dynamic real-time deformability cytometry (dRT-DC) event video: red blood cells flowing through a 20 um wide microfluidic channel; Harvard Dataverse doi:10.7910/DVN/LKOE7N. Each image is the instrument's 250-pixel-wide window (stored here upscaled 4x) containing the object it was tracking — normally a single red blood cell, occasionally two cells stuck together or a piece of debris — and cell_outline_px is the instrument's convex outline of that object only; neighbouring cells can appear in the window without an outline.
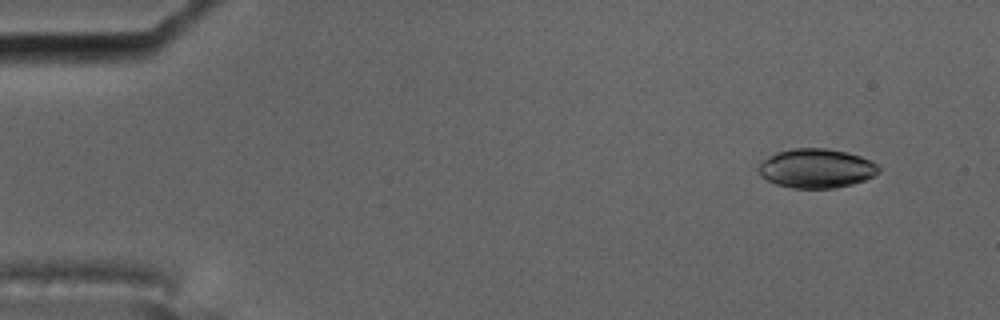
{"species": "common noctule bat (a hibernating species)", "species_latin": "Nyctalus noctula", "temperature_condition": "cold", "stored_images_in_passage": 53, "camera_frame_rate_fps": 3000, "um_per_image_px": 0.085, "animal": {"sex": "male", "body_mass_g": 17.5, "forearm_length_mm": 52.3}, "frame": {"image": 1, "passage_image": 1, "time_ms": 0.0, "image_size_px": [1000, 320], "cell_outline_px": [[880, 172], [864, 180], [852, 184], [832, 188], [792, 188], [776, 184], [760, 176], [756, 168], [764, 160], [776, 152], [792, 148], [828, 148], [848, 152], [872, 160], [880, 168]], "centroid_in_image_um": [69.39, 14.3], "position_along_channel_um": 15.6, "area_um2": 27.57}}
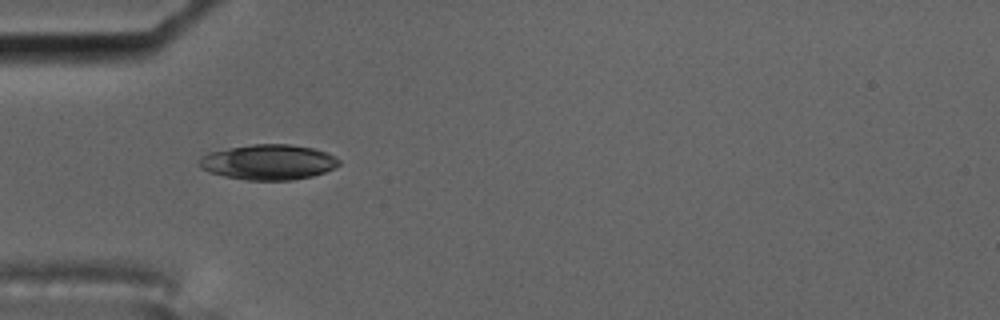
{"frame": {"image": 2, "passage_image": 14, "time_ms": 4.333, "image_size_px": [1000, 320], "cell_outline_px": [[340, 164], [324, 172], [312, 176], [292, 180], [248, 180], [224, 176], [208, 172], [200, 168], [196, 164], [208, 152], [228, 148], [252, 144], [288, 144], [312, 148], [336, 156], [340, 160]], "centroid_in_image_um": [22.79, 13.78], "position_along_channel_um": 62.2, "area_um2": 28.67}}
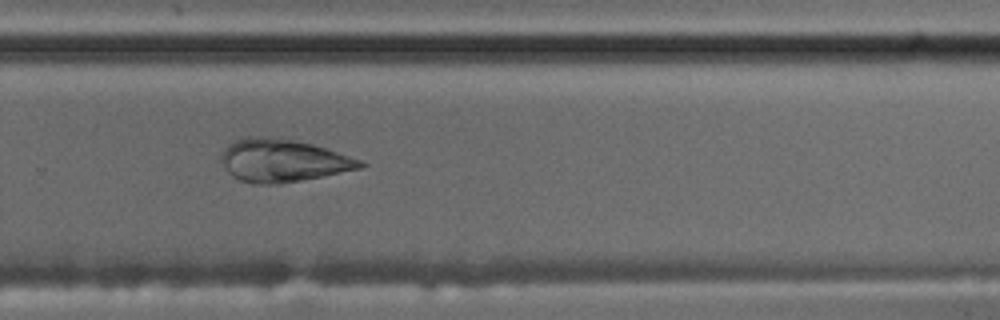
{"frame": {"image": 3, "passage_image": 35, "time_ms": 11.333, "image_size_px": [1000, 320], "cell_outline_px": [[368, 164], [360, 168], [280, 184], [252, 184], [240, 180], [232, 176], [224, 168], [220, 160], [220, 156], [224, 148], [228, 144], [236, 140], [248, 136], [280, 136], [312, 144], [364, 160]], "centroid_in_image_um": [24.0, 13.63], "position_along_channel_um": 305.8, "area_um2": 34.91}, "authors_computed_cell_mechanics": {"area_um2": 29.3046, "velocity_mm_per_s": 3.5197, "shape_relaxation_time_tau1_ms": null, "shape_relaxation_time_tau2_ms": 3.9941, "deformation_change_tau1": null, "deformation_change_tau2": 0.1129}}